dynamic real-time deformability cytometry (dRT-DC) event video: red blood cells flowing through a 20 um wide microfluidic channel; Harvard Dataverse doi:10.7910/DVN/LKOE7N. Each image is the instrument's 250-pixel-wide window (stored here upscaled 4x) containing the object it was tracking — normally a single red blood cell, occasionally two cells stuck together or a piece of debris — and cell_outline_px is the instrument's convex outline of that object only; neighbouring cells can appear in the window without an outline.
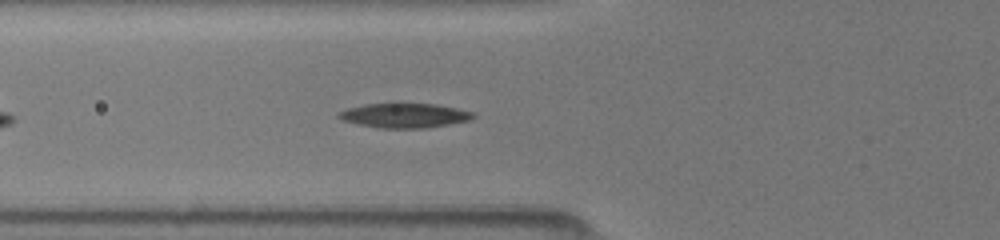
{"species": "common noctule bat (a hibernating species)", "species_latin": "Nyctalus noctula", "temperature_condition": "room temperature", "stored_images_in_passage": 25, "camera_frame_rate_fps": 3000, "um_per_image_px": 0.085, "animal": {"sex": "female", "body_mass_g": 19.5, "forearm_length_mm": 54.1}, "frame": {"image": 1, "passage_image": 7, "time_ms": 2.0, "image_size_px": [1000, 240], "cell_outline_px": [[476, 116], [472, 120], [428, 128], [380, 128], [340, 120], [336, 116], [336, 112], [348, 108], [364, 104], [400, 100], [436, 104], [476, 112]], "centroid_in_image_um": [34.38, 9.77], "position_along_channel_um": 91.4, "area_um2": 20.4}}
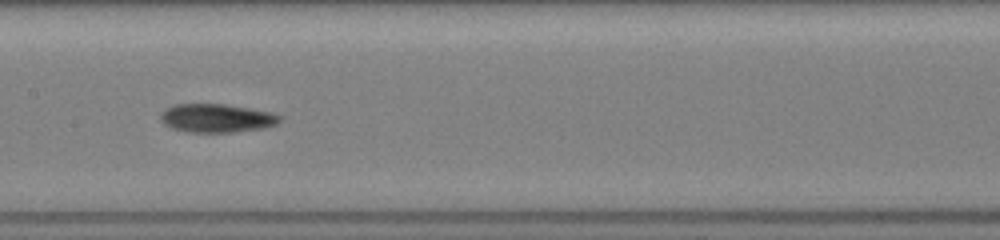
{"frame": {"image": 2, "passage_image": 14, "time_ms": 4.333, "image_size_px": [1000, 240], "cell_outline_px": [[280, 120], [276, 124], [264, 128], [232, 132], [188, 132], [172, 128], [164, 124], [160, 120], [160, 112], [164, 108], [172, 104], [224, 104], [248, 108], [268, 112], [280, 116]], "centroid_in_image_um": [18.33, 10.04], "position_along_channel_um": 189.1, "area_um2": 19.77}}
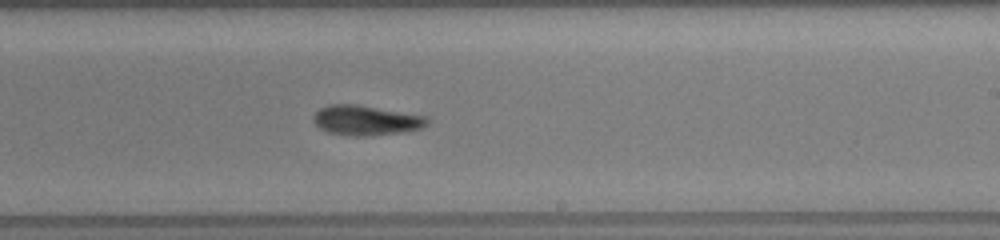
{"frame": {"image": 3, "passage_image": 19, "time_ms": 6.0, "image_size_px": [1000, 240], "cell_outline_px": [[432, 120], [424, 128], [404, 132], [364, 136], [352, 136], [328, 132], [320, 128], [312, 120], [312, 116], [320, 108], [328, 104], [356, 104], [428, 116]], "centroid_in_image_um": [31.15, 10.22], "position_along_channel_um": 257.8, "area_um2": 20.11}}